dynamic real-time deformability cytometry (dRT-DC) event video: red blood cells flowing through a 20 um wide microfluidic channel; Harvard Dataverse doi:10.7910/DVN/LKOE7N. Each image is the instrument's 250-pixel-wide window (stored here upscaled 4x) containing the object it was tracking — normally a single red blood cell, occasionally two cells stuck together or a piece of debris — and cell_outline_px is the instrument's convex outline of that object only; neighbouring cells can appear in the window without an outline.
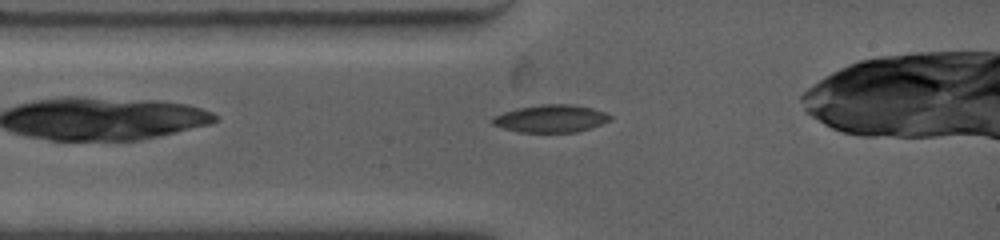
{"species": "common noctule bat (a hibernating species)", "species_latin": "Nyctalus noctula", "temperature_condition": "warm", "stored_images_in_passage": 62, "camera_frame_rate_fps": 4500, "um_per_image_px": 0.085, "animal": {"sex": "female", "body_mass_g": 19.0, "forearm_length_mm": 53.3}, "frame": {"image": 1, "passage_image": 6, "time_ms": 1.333, "image_size_px": [1000, 240], "cell_outline_px": [[612, 120], [576, 132], [520, 132], [504, 128], [492, 124], [488, 120], [492, 116], [516, 108], [540, 104], [568, 104], [592, 108], [604, 112], [612, 116]], "centroid_in_image_um": [46.77, 10.07], "position_along_channel_um": 38.2, "area_um2": 18.9}}
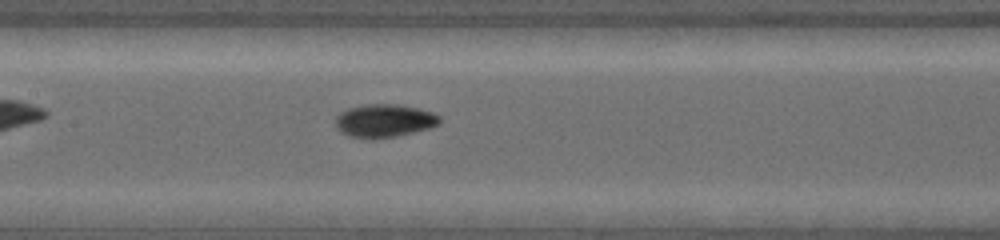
{"frame": {"image": 2, "passage_image": 20, "time_ms": 4.889, "image_size_px": [1000, 240], "cell_outline_px": [[440, 124], [432, 128], [396, 136], [372, 140], [368, 140], [348, 136], [340, 132], [336, 128], [336, 116], [340, 112], [348, 108], [364, 104], [396, 104], [420, 108], [432, 112], [440, 116]], "centroid_in_image_um": [32.66, 10.27], "position_along_channel_um": 174.7, "area_um2": 20.58}}
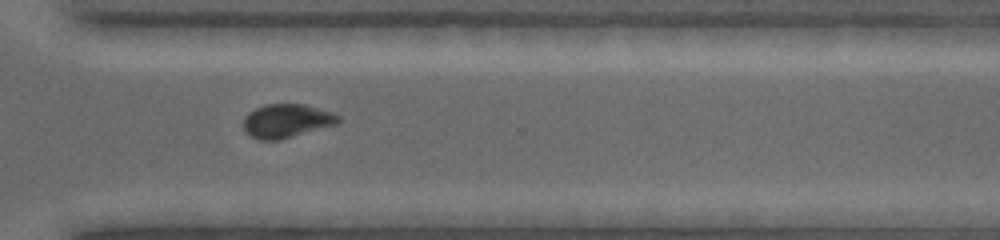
{"frame": {"image": 3, "passage_image": 38, "time_ms": 9.333, "image_size_px": [1000, 240], "cell_outline_px": [[340, 120], [336, 124], [280, 140], [260, 140], [244, 132], [244, 120], [248, 112], [264, 104], [304, 104], [332, 112], [340, 116]], "centroid_in_image_um": [24.35, 10.27], "position_along_channel_um": 346.3, "area_um2": 18.55}, "authors_computed_cell_mechanics": {"area_um2": 18.6983, "velocity_mm_per_s": 3.8549, "shape_relaxation_time_tau1_ms": 3.5247, "shape_relaxation_time_tau2_ms": null, "deformation_change_tau1": 0.1166, "deformation_change_tau2": null}}